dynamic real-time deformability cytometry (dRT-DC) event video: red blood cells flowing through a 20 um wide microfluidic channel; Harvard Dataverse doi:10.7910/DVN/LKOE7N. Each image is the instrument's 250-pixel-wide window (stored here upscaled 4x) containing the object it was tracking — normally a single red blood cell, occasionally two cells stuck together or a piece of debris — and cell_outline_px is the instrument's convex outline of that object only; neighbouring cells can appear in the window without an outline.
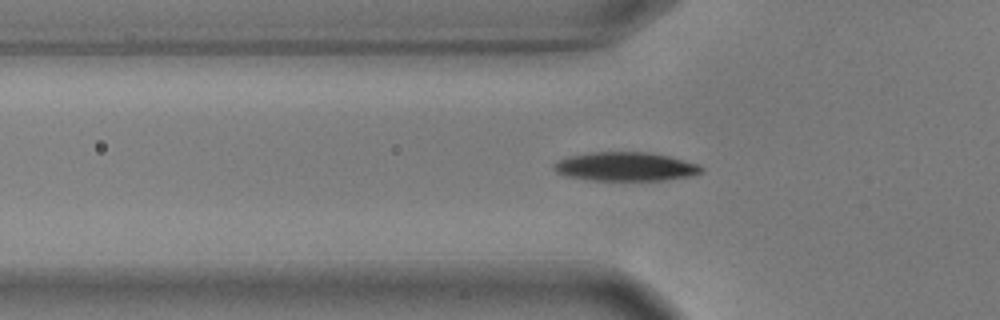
{"species": "common noctule bat (a hibernating species)", "species_latin": "Nyctalus noctula", "temperature_condition": "warm", "stored_images_in_passage": 33, "camera_frame_rate_fps": 3000, "um_per_image_px": 0.085, "animal": {"sex": "male", "body_mass_g": 17.9, "forearm_length_mm": 54.2}, "frame": {"image": 1, "passage_image": 2, "time_ms": 0.333, "image_size_px": [1000, 320], "cell_outline_px": [[704, 168], [700, 172], [688, 176], [660, 180], [596, 180], [568, 176], [556, 172], [552, 168], [552, 164], [568, 156], [592, 152], [648, 152], [668, 156], [700, 164]], "centroid_in_image_um": [53.15, 14.15], "position_along_channel_um": 72.6, "area_um2": 24.51}}
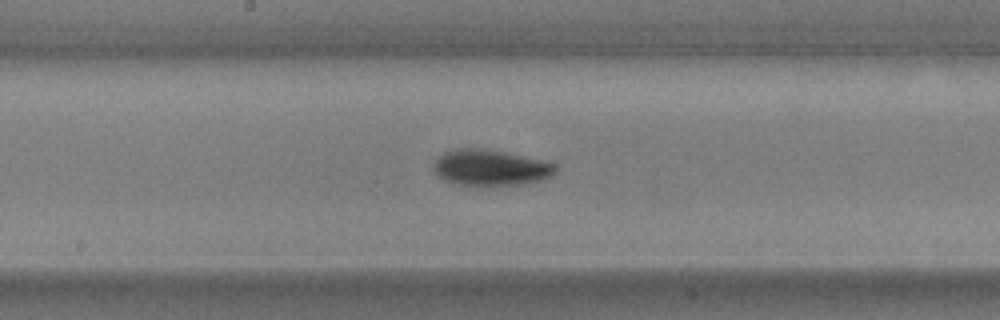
{"frame": {"image": 2, "passage_image": 13, "time_ms": 4.0, "image_size_px": [1000, 320], "cell_outline_px": [[556, 172], [540, 180], [528, 184], [480, 188], [460, 184], [444, 180], [436, 176], [432, 168], [436, 160], [444, 152], [460, 148], [484, 148], [504, 152], [540, 160], [556, 164]], "centroid_in_image_um": [41.65, 14.29], "position_along_channel_um": 206.5, "area_um2": 26.07}}
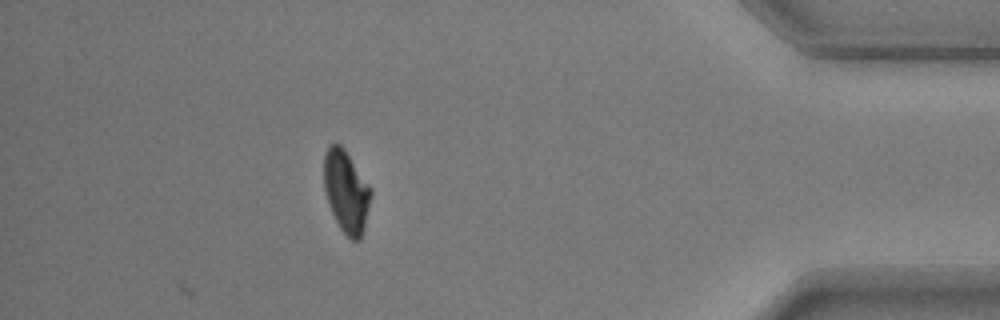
{"frame": {"image": 3, "passage_image": 33, "time_ms": 10.667, "image_size_px": [1000, 320], "cell_outline_px": [[372, 192], [364, 228], [360, 240], [352, 240], [340, 228], [328, 204], [324, 188], [324, 152], [328, 144], [340, 144], [344, 148], [372, 188]], "centroid_in_image_um": [29.42, 16.24], "position_along_channel_um": 405.8, "area_um2": 22.48}, "authors_computed_cell_mechanics": {"area_um2": 24.3338, "velocity_mm_per_s": 3.6324, "shape_relaxation_time_tau1_ms": 1.9843, "shape_relaxation_time_tau2_ms": 2.8218, "deformation_change_tau1": 0.1286, "deformation_change_tau2": 0.0536}}